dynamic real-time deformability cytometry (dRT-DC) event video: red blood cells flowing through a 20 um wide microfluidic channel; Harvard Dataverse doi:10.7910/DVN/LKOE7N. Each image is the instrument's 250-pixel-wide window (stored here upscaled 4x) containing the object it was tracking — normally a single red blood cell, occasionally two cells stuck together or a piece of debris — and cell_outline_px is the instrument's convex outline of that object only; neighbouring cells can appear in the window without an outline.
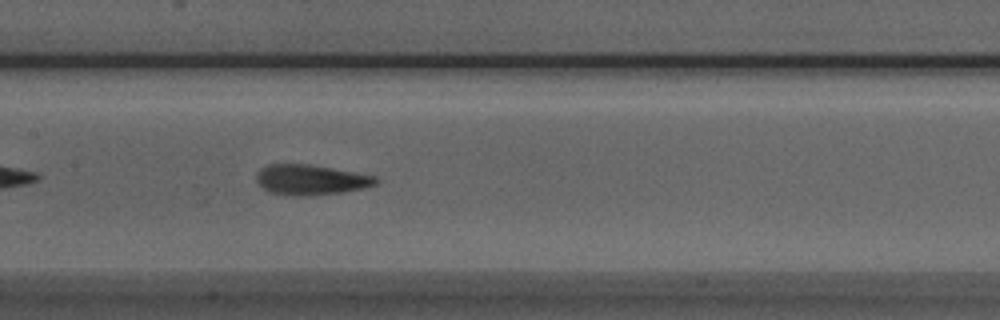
{"species": "Egyptian fruit bat (a non-hibernating species)", "species_latin": "Rousettus aegyptiacus", "temperature_condition": "room temperature", "stored_images_in_passage": 36, "camera_frame_rate_fps": 3000, "um_per_image_px": 0.085, "animal": {"sex": "male"}, "frame": {"image": 1, "passage_image": 12, "time_ms": 3.667, "image_size_px": [1000, 320], "cell_outline_px": [[380, 180], [376, 184], [360, 188], [340, 192], [308, 196], [292, 196], [268, 192], [256, 180], [256, 172], [260, 168], [268, 164], [308, 164], [376, 176]], "centroid_in_image_um": [26.36, 15.28], "position_along_channel_um": 181.0, "area_um2": 20.92}}
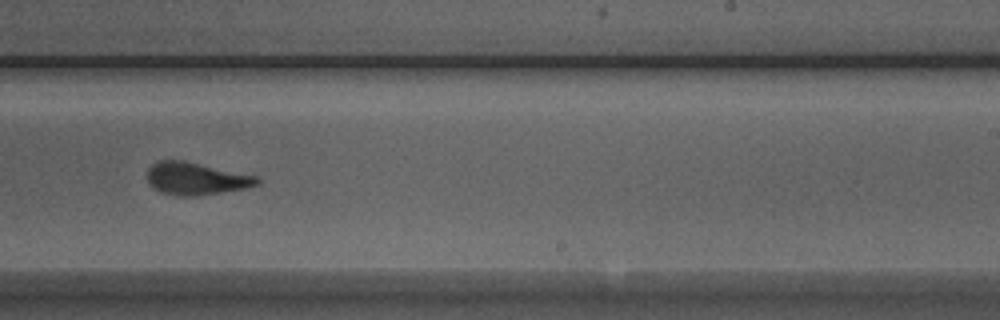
{"frame": {"image": 2, "passage_image": 19, "time_ms": 6.0, "image_size_px": [1000, 320], "cell_outline_px": [[260, 184], [244, 188], [196, 196], [176, 196], [160, 192], [152, 188], [148, 184], [148, 168], [152, 164], [160, 160], [184, 160], [260, 176]], "centroid_in_image_um": [16.66, 15.18], "position_along_channel_um": 272.3, "area_um2": 21.04}}
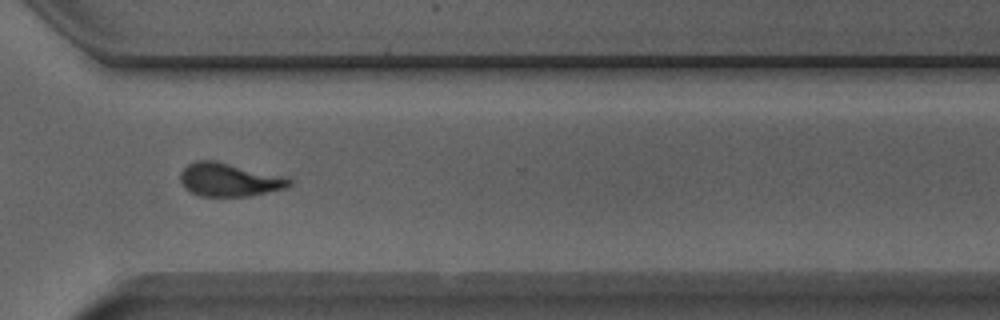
{"frame": {"image": 3, "passage_image": 25, "time_ms": 8.0, "image_size_px": [1000, 320], "cell_outline_px": [[292, 184], [288, 188], [248, 196], [200, 196], [184, 188], [180, 180], [180, 172], [188, 164], [196, 160], [212, 160], [288, 176], [292, 180]], "centroid_in_image_um": [19.52, 15.27], "position_along_channel_um": 351.1, "area_um2": 21.39}, "authors_computed_cell_mechanics": {"area_um2": 21.0392, "velocity_mm_per_s": 3.935, "shape_relaxation_time_tau1_ms": 3.2994, "shape_relaxation_time_tau2_ms": 1.5413, "deformation_change_tau1": 0.1708, "deformation_change_tau2": 0.1026}}